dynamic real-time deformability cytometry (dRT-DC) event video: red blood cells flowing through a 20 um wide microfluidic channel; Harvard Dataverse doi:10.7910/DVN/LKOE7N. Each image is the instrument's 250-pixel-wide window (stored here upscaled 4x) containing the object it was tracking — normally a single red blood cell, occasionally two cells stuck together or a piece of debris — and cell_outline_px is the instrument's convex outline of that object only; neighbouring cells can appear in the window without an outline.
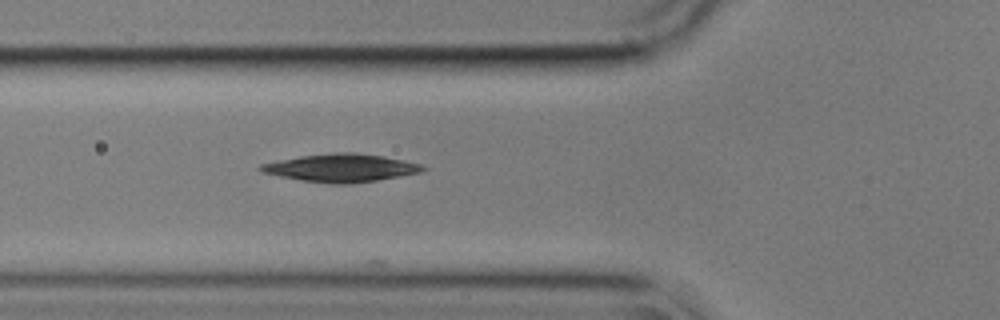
{"species": "common noctule bat (a hibernating species)", "species_latin": "Nyctalus noctula", "temperature_condition": "cold", "stored_images_in_passage": 9, "camera_frame_rate_fps": 3000, "um_per_image_px": 0.085, "animal": {"sex": "male", "body_mass_g": 17.9}, "frame": {"image": 1, "passage_image": 3, "time_ms": 0.667, "image_size_px": [1000, 320], "cell_outline_px": [[428, 168], [420, 172], [376, 180], [348, 184], [332, 184], [300, 180], [260, 172], [256, 168], [260, 164], [300, 156], [336, 152], [356, 152], [384, 156], [404, 160], [420, 164]], "centroid_in_image_um": [28.96, 14.26], "position_along_channel_um": 96.8, "area_um2": 26.36}}